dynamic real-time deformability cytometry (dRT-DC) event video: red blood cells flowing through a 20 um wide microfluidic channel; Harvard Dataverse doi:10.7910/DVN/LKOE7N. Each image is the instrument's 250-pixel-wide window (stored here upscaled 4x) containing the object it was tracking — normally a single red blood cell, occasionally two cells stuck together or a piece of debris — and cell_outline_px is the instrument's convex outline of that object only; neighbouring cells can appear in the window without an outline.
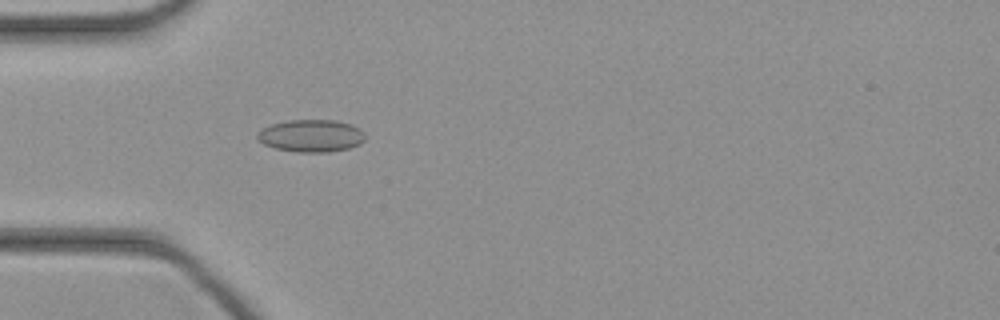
{"species": "common noctule bat (a hibernating species)", "species_latin": "Nyctalus noctula", "temperature_condition": "cold", "stored_images_in_passage": 29, "camera_frame_rate_fps": 3000, "um_per_image_px": 0.085, "animal": {"sex": "female", "body_mass_g": 21.9}, "frame": {"image": 1, "passage_image": 4, "time_ms": 1.0, "image_size_px": [1000, 320], "cell_outline_px": [[364, 140], [360, 144], [348, 148], [328, 152], [296, 152], [276, 148], [264, 144], [256, 136], [256, 132], [272, 124], [288, 120], [336, 120], [352, 124], [360, 128], [364, 132]], "centroid_in_image_um": [26.47, 11.53], "position_along_channel_um": 58.5, "area_um2": 20.35}}
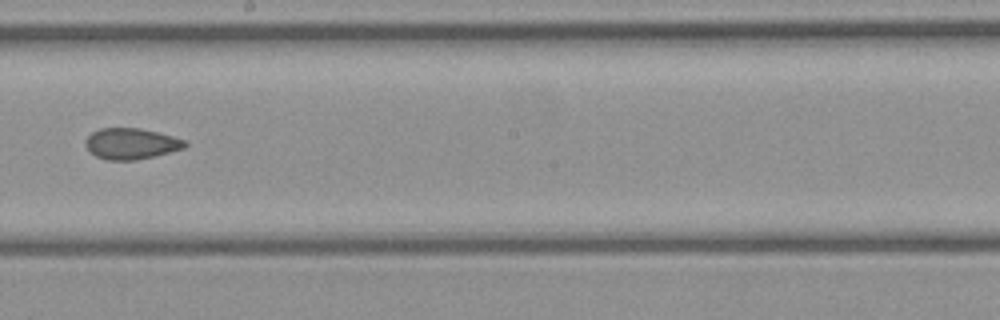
{"frame": {"image": 2, "passage_image": 16, "time_ms": 5.0, "image_size_px": [1000, 320], "cell_outline_px": [[188, 144], [184, 148], [136, 160], [108, 160], [96, 156], [84, 144], [84, 140], [92, 132], [100, 128], [140, 128], [188, 140]], "centroid_in_image_um": [11.14, 12.2], "position_along_channel_um": 237.1, "area_um2": 17.86}}
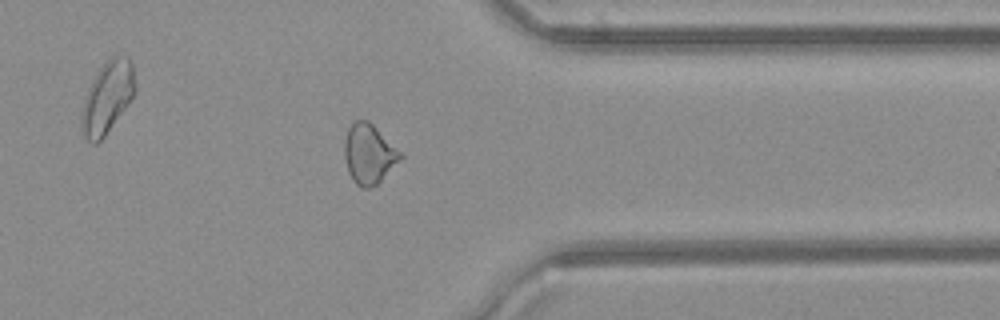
{"frame": {"image": 3, "passage_image": 26, "time_ms": 8.333, "image_size_px": [1000, 320], "cell_outline_px": [[404, 156], [376, 184], [368, 188], [360, 188], [352, 180], [348, 172], [344, 156], [344, 140], [348, 128], [356, 120], [368, 120]], "centroid_in_image_um": [31.32, 13.09], "position_along_channel_um": 380.1, "area_um2": 19.13}}